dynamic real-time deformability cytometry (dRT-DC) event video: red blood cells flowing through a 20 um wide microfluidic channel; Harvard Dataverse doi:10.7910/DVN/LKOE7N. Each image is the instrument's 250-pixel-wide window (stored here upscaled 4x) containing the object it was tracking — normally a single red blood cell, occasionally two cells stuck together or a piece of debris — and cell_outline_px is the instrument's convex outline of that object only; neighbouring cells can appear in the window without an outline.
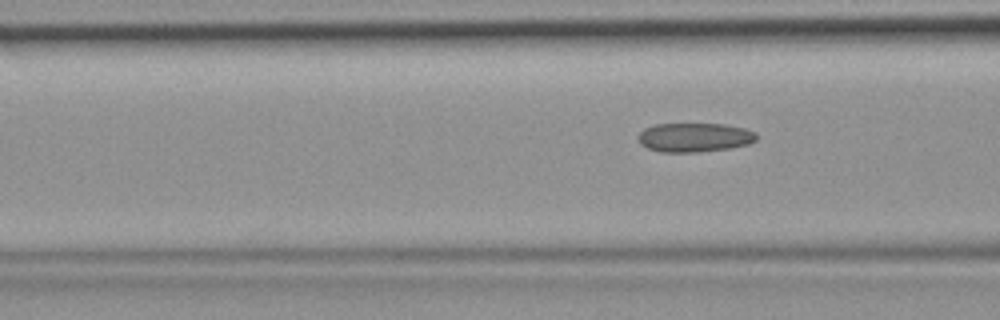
{"species": "common noctule bat (a hibernating species)", "species_latin": "Nyctalus noctula", "temperature_condition": "room temperature", "stored_images_in_passage": 6, "camera_frame_rate_fps": 3000, "um_per_image_px": 0.085, "animal": {"sex": "female", "body_mass_g": 19.9}, "frame": {"image": 1, "passage_image": 6, "time_ms": 1.667, "image_size_px": [1000, 320], "cell_outline_px": [[756, 140], [748, 144], [732, 148], [696, 152], [660, 152], [648, 148], [640, 144], [636, 136], [644, 128], [656, 124], [724, 124], [744, 128], [756, 132]], "centroid_in_image_um": [59.01, 11.68], "position_along_channel_um": 107.6, "area_um2": 20.17}}